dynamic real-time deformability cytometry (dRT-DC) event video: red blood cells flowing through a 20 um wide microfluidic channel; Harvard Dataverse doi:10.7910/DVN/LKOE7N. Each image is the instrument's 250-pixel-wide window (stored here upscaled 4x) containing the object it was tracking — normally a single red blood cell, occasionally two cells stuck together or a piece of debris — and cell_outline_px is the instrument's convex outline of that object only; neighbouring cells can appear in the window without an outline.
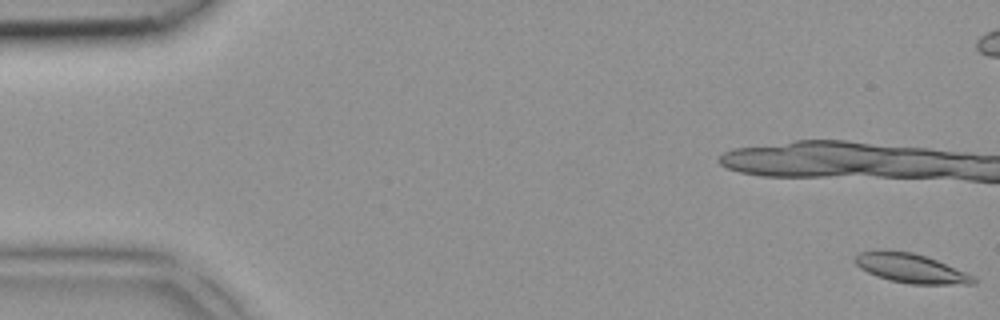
{"species": "common noctule bat (a hibernating species)", "species_latin": "Nyctalus noctula", "temperature_condition": "room temperature", "stored_images_in_passage": 4, "camera_frame_rate_fps": 3000, "um_per_image_px": 0.085, "animal": {"sex": "female", "body_mass_g": 18.4}, "frame": {"image": 1, "passage_image": 1, "time_ms": 0.0, "image_size_px": [1000, 320], "cell_outline_px": [[976, 284], [908, 284], [876, 276], [860, 268], [852, 260], [860, 252], [884, 248], [912, 252], [936, 260], [964, 272], [972, 276], [976, 280]], "centroid_in_image_um": [77.35, 22.78], "position_along_channel_um": 7.7, "area_um2": 20.17}}